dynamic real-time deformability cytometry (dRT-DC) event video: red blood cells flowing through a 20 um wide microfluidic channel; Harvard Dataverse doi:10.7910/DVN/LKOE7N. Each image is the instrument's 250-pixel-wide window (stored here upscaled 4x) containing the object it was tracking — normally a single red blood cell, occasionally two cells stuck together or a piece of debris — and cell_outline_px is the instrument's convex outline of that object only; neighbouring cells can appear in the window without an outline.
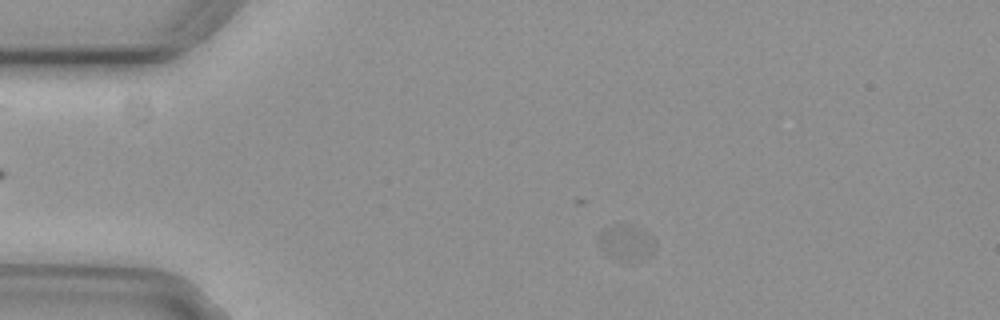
{"species": "common noctule bat (a hibernating species)", "species_latin": "Nyctalus noctula", "temperature_condition": "cold", "stored_images_in_passage": 4, "camera_frame_rate_fps": 3000, "um_per_image_px": 0.085, "animal": {"sex": "female", "body_mass_g": 29.2, "forearm_length_mm": 56.3}, "frame": {"image": 1, "passage_image": 1, "time_ms": 0.0, "image_size_px": [1000, 320], "cell_outline_px": [[656, 248], [652, 256], [640, 260], [616, 260], [608, 256], [604, 252], [600, 244], [600, 232], [620, 224], [652, 236], [656, 244]], "centroid_in_image_um": [53.28, 20.71], "position_along_channel_um": 31.7, "area_um2": 11.1}}
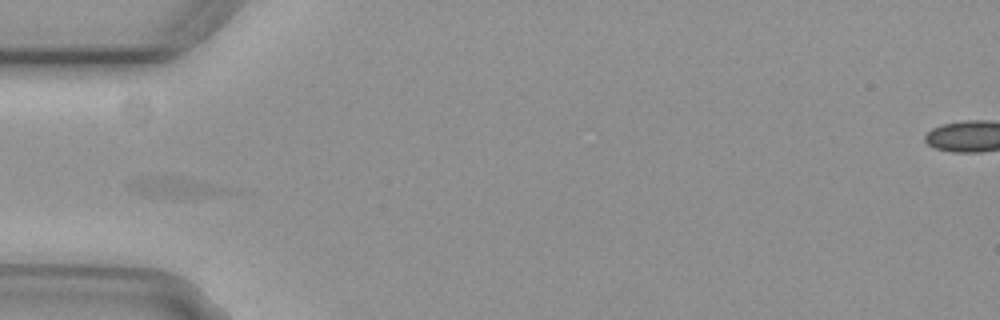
{"frame": {"image": 2, "passage_image": 3, "time_ms": 0.667, "image_size_px": [1000, 320], "cell_outline_px": [[232, 192], [180, 200], [148, 196], [136, 192], [128, 184], [136, 180], [172, 176], [232, 188]], "centroid_in_image_um": [15.01, 15.99], "position_along_channel_um": 70.0, "area_um2": 11.39}}